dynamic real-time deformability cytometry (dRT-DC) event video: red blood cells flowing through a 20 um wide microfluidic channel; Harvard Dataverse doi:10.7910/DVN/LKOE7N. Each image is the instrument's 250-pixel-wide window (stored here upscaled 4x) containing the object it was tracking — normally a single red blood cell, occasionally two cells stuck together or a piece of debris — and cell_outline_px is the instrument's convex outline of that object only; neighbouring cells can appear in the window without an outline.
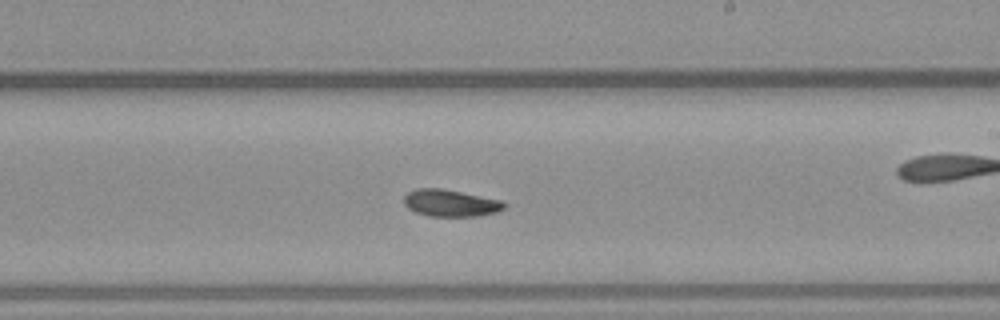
{"species": "common noctule bat (a hibernating species)", "species_latin": "Nyctalus noctula", "temperature_condition": "warm", "stored_images_in_passage": 44, "camera_frame_rate_fps": 3000, "um_per_image_px": 0.085, "animal": {"sex": "male", "body_mass_g": 23.1, "forearm_length_mm": 52.7}, "frame": {"image": 1, "passage_image": 26, "time_ms": 8.333, "image_size_px": [1000, 320], "cell_outline_px": [[508, 204], [504, 208], [496, 212], [480, 216], [428, 216], [416, 212], [408, 208], [404, 204], [404, 196], [408, 192], [416, 188], [440, 188], [504, 200]], "centroid_in_image_um": [38.32, 17.26], "position_along_channel_um": 250.7, "area_um2": 15.9}}